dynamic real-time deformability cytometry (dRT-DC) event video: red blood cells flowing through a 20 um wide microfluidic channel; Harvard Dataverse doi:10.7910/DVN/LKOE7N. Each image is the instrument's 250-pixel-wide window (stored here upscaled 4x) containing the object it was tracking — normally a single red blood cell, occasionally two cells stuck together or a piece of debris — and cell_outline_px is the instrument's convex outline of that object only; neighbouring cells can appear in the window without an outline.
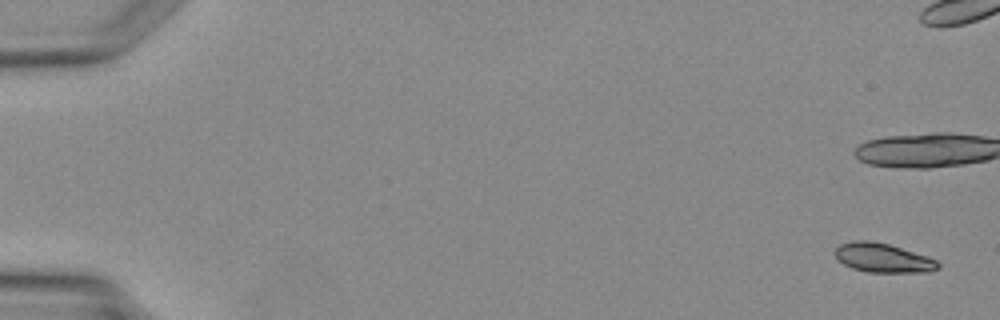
{"species": "Egyptian fruit bat (a non-hibernating species)", "species_latin": "Rousettus aegyptiacus", "temperature_condition": "warm", "stored_images_in_passage": 5, "camera_frame_rate_fps": 3000, "um_per_image_px": 0.085, "animal": {"sex": "female"}, "frame": {"image": 1, "passage_image": 1, "time_ms": 0.0, "image_size_px": [1000, 320], "cell_outline_px": [[940, 268], [932, 272], [868, 272], [852, 268], [844, 264], [832, 252], [840, 244], [852, 240], [872, 240], [888, 244], [928, 256], [936, 260], [940, 264]], "centroid_in_image_um": [75.06, 21.91], "position_along_channel_um": 9.9, "area_um2": 17.63}}
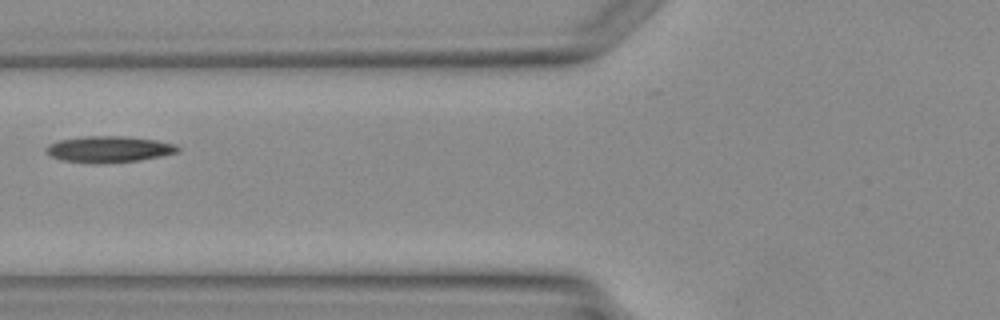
{"frame": {"image": 2, "passage_image": 5, "time_ms": 6.333, "image_size_px": [1000, 320], "cell_outline_px": [[180, 152], [140, 160], [100, 164], [64, 160], [52, 156], [44, 152], [44, 148], [48, 144], [60, 140], [84, 136], [128, 136], [156, 140], [176, 144], [180, 148]], "centroid_in_image_um": [9.27, 12.68], "position_along_channel_um": 116.5, "area_um2": 20.29}}